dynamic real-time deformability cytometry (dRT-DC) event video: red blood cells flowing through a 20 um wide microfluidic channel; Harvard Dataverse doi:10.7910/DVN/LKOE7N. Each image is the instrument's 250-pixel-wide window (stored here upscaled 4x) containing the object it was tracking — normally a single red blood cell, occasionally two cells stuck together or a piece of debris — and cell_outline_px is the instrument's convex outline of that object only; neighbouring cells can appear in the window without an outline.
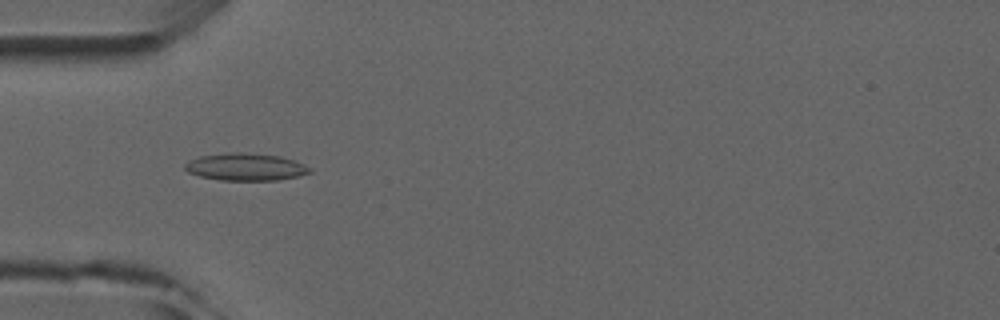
{"species": "common noctule bat (a hibernating species)", "species_latin": "Nyctalus noctula", "temperature_condition": "room temperature", "stored_images_in_passage": 4, "camera_frame_rate_fps": 3000, "um_per_image_px": 0.085, "animal": {"sex": "male", "forearm_length_mm": 52.5}, "frame": {"image": 1, "passage_image": 4, "time_ms": 3.333, "image_size_px": [1000, 320], "cell_outline_px": [[312, 172], [296, 176], [276, 180], [220, 180], [200, 176], [188, 172], [184, 168], [184, 164], [188, 160], [200, 156], [228, 152], [240, 152], [280, 156], [304, 164], [312, 168]], "centroid_in_image_um": [20.85, 14.18], "position_along_channel_um": 64.2, "area_um2": 19.83}}